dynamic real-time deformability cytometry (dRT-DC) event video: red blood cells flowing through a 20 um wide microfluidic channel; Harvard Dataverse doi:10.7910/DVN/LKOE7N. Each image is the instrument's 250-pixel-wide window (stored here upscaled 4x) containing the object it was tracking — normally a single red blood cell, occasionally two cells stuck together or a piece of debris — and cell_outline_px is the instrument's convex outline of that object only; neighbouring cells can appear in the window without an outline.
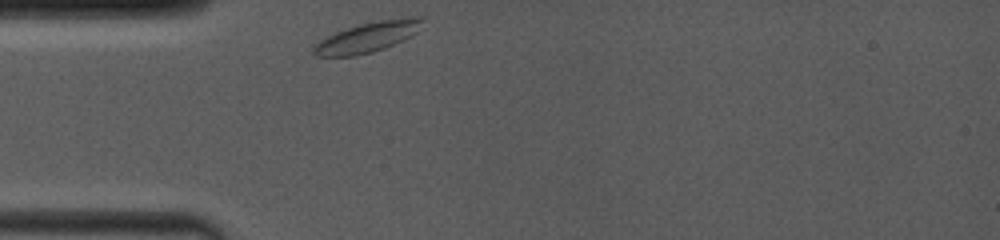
{"species": "common noctule bat (a hibernating species)", "species_latin": "Nyctalus noctula", "temperature_condition": "room temperature", "stored_images_in_passage": 1, "camera_frame_rate_fps": 4000, "um_per_image_px": 0.085, "animal": {"sex": "female", "body_mass_g": 19.0, "forearm_length_mm": 53.3}, "frame": {"image": 1, "passage_image": 1, "time_ms": 0.0, "image_size_px": [1000, 240], "cell_outline_px": [[424, 20], [416, 32], [384, 48], [372, 52], [356, 56], [316, 56], [312, 52], [312, 48], [320, 40], [336, 32], [360, 24], [380, 20], [416, 16], [420, 16]], "centroid_in_image_um": [31.21, 3.16], "position_along_channel_um": 53.8, "area_um2": 18.67}}